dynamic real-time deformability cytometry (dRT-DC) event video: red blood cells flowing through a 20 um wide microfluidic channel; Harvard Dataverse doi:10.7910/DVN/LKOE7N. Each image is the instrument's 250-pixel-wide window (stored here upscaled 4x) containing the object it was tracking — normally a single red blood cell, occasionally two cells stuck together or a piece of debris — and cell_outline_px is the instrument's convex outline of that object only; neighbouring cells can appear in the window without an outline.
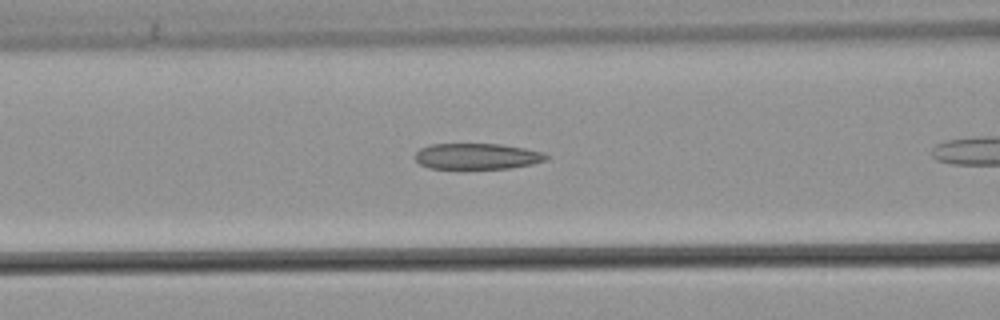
{"species": "common noctule bat (a hibernating species)", "species_latin": "Nyctalus noctula", "temperature_condition": "warm", "stored_images_in_passage": 5, "camera_frame_rate_fps": 3000, "um_per_image_px": 0.085, "animal": {"sex": "male", "body_mass_g": 21.5, "forearm_length_mm": 52.0}, "frame": {"image": 1, "passage_image": 3, "time_ms": 0.667, "image_size_px": [1000, 320], "cell_outline_px": [[548, 156], [544, 160], [532, 164], [508, 168], [428, 168], [420, 164], [416, 160], [416, 152], [420, 148], [432, 144], [500, 144], [524, 148], [544, 152]], "centroid_in_image_um": [40.54, 13.28], "position_along_channel_um": 126.1, "area_um2": 19.59}}